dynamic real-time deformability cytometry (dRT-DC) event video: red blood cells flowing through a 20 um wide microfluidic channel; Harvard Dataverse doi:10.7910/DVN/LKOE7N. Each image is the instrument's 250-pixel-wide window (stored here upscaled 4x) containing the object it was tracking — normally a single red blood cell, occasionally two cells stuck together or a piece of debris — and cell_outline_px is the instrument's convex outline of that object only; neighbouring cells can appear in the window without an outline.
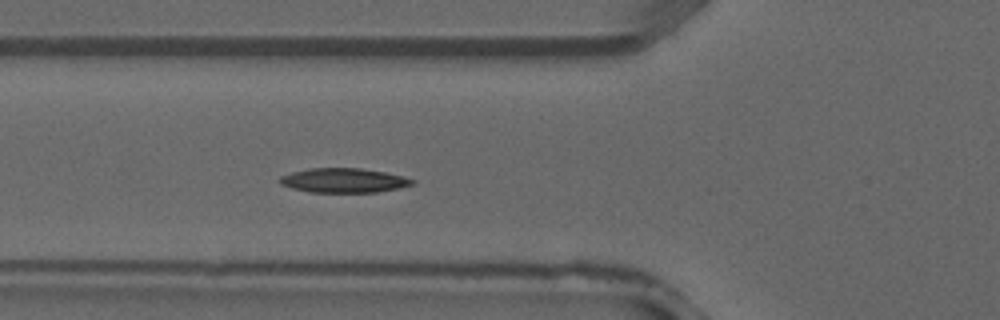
{"species": "common noctule bat (a hibernating species)", "species_latin": "Nyctalus noctula", "temperature_condition": "warm", "stored_images_in_passage": 36, "segment_of_instrument_passage": [1, 2], "camera_frame_rate_fps": 3000, "um_per_image_px": 0.085, "animal": {"sex": "male", "forearm_length_mm": 52.5}, "frame": {"image": 1, "passage_image": 11, "time_ms": 3.333, "image_size_px": [1000, 320], "cell_outline_px": [[416, 184], [400, 188], [376, 192], [308, 192], [292, 188], [280, 184], [276, 180], [280, 176], [292, 172], [308, 168], [360, 168], [384, 172], [404, 176], [416, 180]], "centroid_in_image_um": [29.22, 15.33], "position_along_channel_um": 96.6, "area_um2": 19.07}}
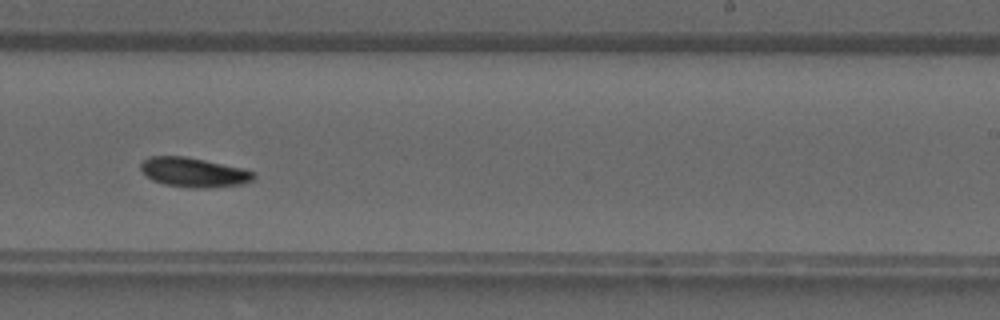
{"frame": {"image": 2, "passage_image": 21, "time_ms": 6.667, "image_size_px": [1000, 320], "cell_outline_px": [[256, 176], [252, 180], [244, 184], [212, 188], [188, 188], [164, 184], [152, 180], [140, 168], [140, 164], [148, 156], [184, 156], [204, 160], [240, 168], [256, 172]], "centroid_in_image_um": [16.48, 14.66], "position_along_channel_um": 272.5, "area_um2": 19.42}}
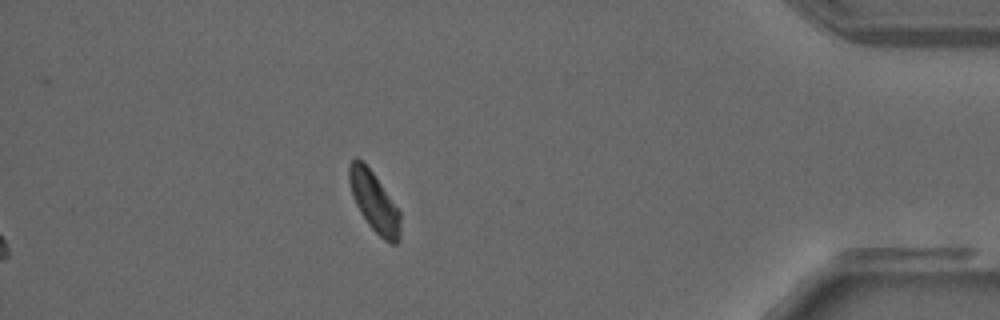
{"frame": {"image": 3, "passage_image": 31, "time_ms": 10.0, "image_size_px": [1000, 320], "cell_outline_px": [[400, 240], [396, 244], [392, 244], [384, 240], [368, 224], [360, 212], [352, 196], [348, 180], [348, 168], [352, 160], [356, 156], [372, 172], [400, 212]], "centroid_in_image_um": [31.79, 17.18], "position_along_channel_um": 403.4, "area_um2": 17.57}}